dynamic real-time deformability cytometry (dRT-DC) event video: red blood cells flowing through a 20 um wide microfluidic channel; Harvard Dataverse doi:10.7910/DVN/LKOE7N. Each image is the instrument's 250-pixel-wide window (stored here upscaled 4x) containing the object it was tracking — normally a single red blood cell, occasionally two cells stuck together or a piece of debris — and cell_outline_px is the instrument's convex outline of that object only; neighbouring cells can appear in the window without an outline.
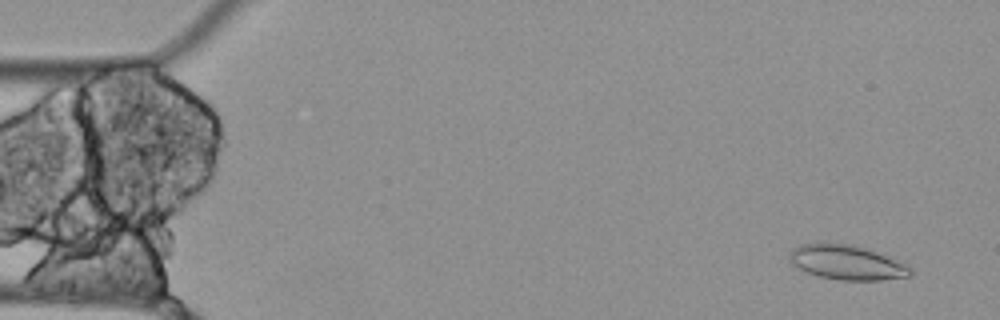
{"species": "Egyptian fruit bat (a non-hibernating species)", "species_latin": "Rousettus aegyptiacus", "temperature_condition": "cold", "stored_images_in_passage": 57, "segment_of_instrument_passage": [1, 2], "camera_frame_rate_fps": 3000, "um_per_image_px": 0.085, "animal": {"sex": "female"}, "frame": {"image": 1, "passage_image": 4, "time_ms": 1.0, "image_size_px": [1000, 320], "cell_outline_px": [[912, 276], [880, 280], [840, 280], [820, 276], [808, 272], [792, 264], [788, 256], [792, 248], [800, 244], [844, 244], [868, 248], [904, 264], [912, 272]], "centroid_in_image_um": [71.96, 22.31], "position_along_channel_um": 13.0, "area_um2": 23.81}}
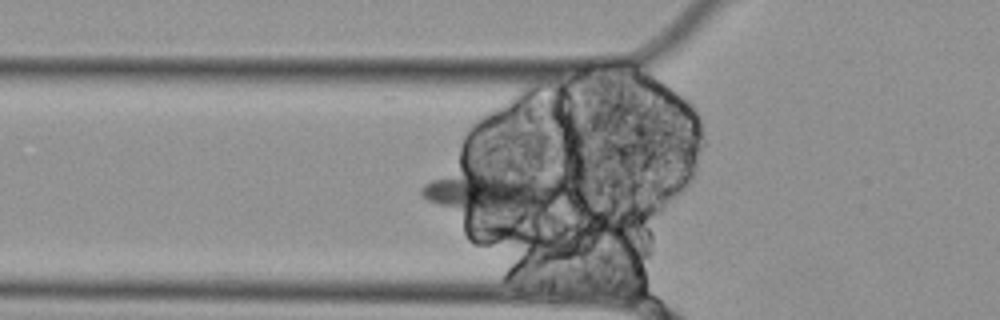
{"frame": {"image": 2, "passage_image": 19, "time_ms": 6.0, "image_size_px": [1000, 320], "cell_outline_px": [[556, 196], [500, 232], [492, 232], [424, 200], [420, 196], [420, 188], [424, 184], [432, 180], [480, 168], [552, 184], [556, 188]], "centroid_in_image_um": [41.47, 16.75], "position_along_channel_um": 84.3, "area_um2": 38.67}}